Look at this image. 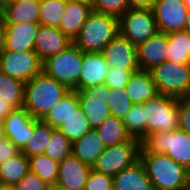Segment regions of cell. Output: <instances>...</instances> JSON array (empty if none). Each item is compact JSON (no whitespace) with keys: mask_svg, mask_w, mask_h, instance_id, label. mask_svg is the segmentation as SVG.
<instances>
[{"mask_svg":"<svg viewBox=\"0 0 190 190\" xmlns=\"http://www.w3.org/2000/svg\"><path fill=\"white\" fill-rule=\"evenodd\" d=\"M91 170L92 167L70 155L59 162L56 185L65 190H83Z\"/></svg>","mask_w":190,"mask_h":190,"instance_id":"obj_16","label":"cell"},{"mask_svg":"<svg viewBox=\"0 0 190 190\" xmlns=\"http://www.w3.org/2000/svg\"><path fill=\"white\" fill-rule=\"evenodd\" d=\"M123 123L132 138L142 141L146 137L143 104H133L124 117Z\"/></svg>","mask_w":190,"mask_h":190,"instance_id":"obj_35","label":"cell"},{"mask_svg":"<svg viewBox=\"0 0 190 190\" xmlns=\"http://www.w3.org/2000/svg\"><path fill=\"white\" fill-rule=\"evenodd\" d=\"M150 73L158 93L174 98L190 97V64L165 61Z\"/></svg>","mask_w":190,"mask_h":190,"instance_id":"obj_7","label":"cell"},{"mask_svg":"<svg viewBox=\"0 0 190 190\" xmlns=\"http://www.w3.org/2000/svg\"><path fill=\"white\" fill-rule=\"evenodd\" d=\"M152 12L159 32L183 31L188 10L183 0H156Z\"/></svg>","mask_w":190,"mask_h":190,"instance_id":"obj_12","label":"cell"},{"mask_svg":"<svg viewBox=\"0 0 190 190\" xmlns=\"http://www.w3.org/2000/svg\"><path fill=\"white\" fill-rule=\"evenodd\" d=\"M29 172V160L22 152L0 165V182L15 186Z\"/></svg>","mask_w":190,"mask_h":190,"instance_id":"obj_27","label":"cell"},{"mask_svg":"<svg viewBox=\"0 0 190 190\" xmlns=\"http://www.w3.org/2000/svg\"><path fill=\"white\" fill-rule=\"evenodd\" d=\"M49 185L29 171L15 186V190H48Z\"/></svg>","mask_w":190,"mask_h":190,"instance_id":"obj_41","label":"cell"},{"mask_svg":"<svg viewBox=\"0 0 190 190\" xmlns=\"http://www.w3.org/2000/svg\"><path fill=\"white\" fill-rule=\"evenodd\" d=\"M16 108L6 100L0 99V120L3 121Z\"/></svg>","mask_w":190,"mask_h":190,"instance_id":"obj_44","label":"cell"},{"mask_svg":"<svg viewBox=\"0 0 190 190\" xmlns=\"http://www.w3.org/2000/svg\"><path fill=\"white\" fill-rule=\"evenodd\" d=\"M41 0H14L0 8L5 23H39Z\"/></svg>","mask_w":190,"mask_h":190,"instance_id":"obj_22","label":"cell"},{"mask_svg":"<svg viewBox=\"0 0 190 190\" xmlns=\"http://www.w3.org/2000/svg\"><path fill=\"white\" fill-rule=\"evenodd\" d=\"M70 89L43 71L24 84L23 107L35 119L41 120Z\"/></svg>","mask_w":190,"mask_h":190,"instance_id":"obj_1","label":"cell"},{"mask_svg":"<svg viewBox=\"0 0 190 190\" xmlns=\"http://www.w3.org/2000/svg\"><path fill=\"white\" fill-rule=\"evenodd\" d=\"M105 146L131 141L123 119L110 115L98 128L95 129Z\"/></svg>","mask_w":190,"mask_h":190,"instance_id":"obj_26","label":"cell"},{"mask_svg":"<svg viewBox=\"0 0 190 190\" xmlns=\"http://www.w3.org/2000/svg\"><path fill=\"white\" fill-rule=\"evenodd\" d=\"M90 126L86 115L80 105L68 116L65 122L58 128L69 141L74 142L83 137L89 130Z\"/></svg>","mask_w":190,"mask_h":190,"instance_id":"obj_31","label":"cell"},{"mask_svg":"<svg viewBox=\"0 0 190 190\" xmlns=\"http://www.w3.org/2000/svg\"><path fill=\"white\" fill-rule=\"evenodd\" d=\"M184 31H186L190 34V11L188 12V15H187V20H186V24L184 26Z\"/></svg>","mask_w":190,"mask_h":190,"instance_id":"obj_47","label":"cell"},{"mask_svg":"<svg viewBox=\"0 0 190 190\" xmlns=\"http://www.w3.org/2000/svg\"><path fill=\"white\" fill-rule=\"evenodd\" d=\"M92 10L120 18L129 7L128 0H90Z\"/></svg>","mask_w":190,"mask_h":190,"instance_id":"obj_37","label":"cell"},{"mask_svg":"<svg viewBox=\"0 0 190 190\" xmlns=\"http://www.w3.org/2000/svg\"><path fill=\"white\" fill-rule=\"evenodd\" d=\"M168 41V34L157 32L137 46V61L140 70L150 71L153 67L167 61Z\"/></svg>","mask_w":190,"mask_h":190,"instance_id":"obj_15","label":"cell"},{"mask_svg":"<svg viewBox=\"0 0 190 190\" xmlns=\"http://www.w3.org/2000/svg\"><path fill=\"white\" fill-rule=\"evenodd\" d=\"M72 43L59 28L39 24L34 51L44 61L46 58L65 50Z\"/></svg>","mask_w":190,"mask_h":190,"instance_id":"obj_18","label":"cell"},{"mask_svg":"<svg viewBox=\"0 0 190 190\" xmlns=\"http://www.w3.org/2000/svg\"><path fill=\"white\" fill-rule=\"evenodd\" d=\"M83 190H113V177L92 169Z\"/></svg>","mask_w":190,"mask_h":190,"instance_id":"obj_39","label":"cell"},{"mask_svg":"<svg viewBox=\"0 0 190 190\" xmlns=\"http://www.w3.org/2000/svg\"><path fill=\"white\" fill-rule=\"evenodd\" d=\"M42 65L43 61L34 50L23 52L4 50L0 54V71L24 83L41 73Z\"/></svg>","mask_w":190,"mask_h":190,"instance_id":"obj_10","label":"cell"},{"mask_svg":"<svg viewBox=\"0 0 190 190\" xmlns=\"http://www.w3.org/2000/svg\"><path fill=\"white\" fill-rule=\"evenodd\" d=\"M184 190H190V176L188 178L187 184L184 187Z\"/></svg>","mask_w":190,"mask_h":190,"instance_id":"obj_52","label":"cell"},{"mask_svg":"<svg viewBox=\"0 0 190 190\" xmlns=\"http://www.w3.org/2000/svg\"><path fill=\"white\" fill-rule=\"evenodd\" d=\"M83 51L74 43L56 55L43 61L42 71L67 86L79 91V75L82 66Z\"/></svg>","mask_w":190,"mask_h":190,"instance_id":"obj_5","label":"cell"},{"mask_svg":"<svg viewBox=\"0 0 190 190\" xmlns=\"http://www.w3.org/2000/svg\"><path fill=\"white\" fill-rule=\"evenodd\" d=\"M110 67L117 69H140L137 46L118 33L102 51Z\"/></svg>","mask_w":190,"mask_h":190,"instance_id":"obj_13","label":"cell"},{"mask_svg":"<svg viewBox=\"0 0 190 190\" xmlns=\"http://www.w3.org/2000/svg\"><path fill=\"white\" fill-rule=\"evenodd\" d=\"M178 129L190 135V97L177 98Z\"/></svg>","mask_w":190,"mask_h":190,"instance_id":"obj_40","label":"cell"},{"mask_svg":"<svg viewBox=\"0 0 190 190\" xmlns=\"http://www.w3.org/2000/svg\"><path fill=\"white\" fill-rule=\"evenodd\" d=\"M109 101L108 106L111 115L117 118L124 119L128 111L131 109L133 103L126 93V88L121 87L117 90L110 89L108 93Z\"/></svg>","mask_w":190,"mask_h":190,"instance_id":"obj_36","label":"cell"},{"mask_svg":"<svg viewBox=\"0 0 190 190\" xmlns=\"http://www.w3.org/2000/svg\"><path fill=\"white\" fill-rule=\"evenodd\" d=\"M24 84L23 81L9 77L0 71V99L8 101L15 108L23 107Z\"/></svg>","mask_w":190,"mask_h":190,"instance_id":"obj_32","label":"cell"},{"mask_svg":"<svg viewBox=\"0 0 190 190\" xmlns=\"http://www.w3.org/2000/svg\"><path fill=\"white\" fill-rule=\"evenodd\" d=\"M183 2L185 4L187 10L190 11V0H183Z\"/></svg>","mask_w":190,"mask_h":190,"instance_id":"obj_51","label":"cell"},{"mask_svg":"<svg viewBox=\"0 0 190 190\" xmlns=\"http://www.w3.org/2000/svg\"><path fill=\"white\" fill-rule=\"evenodd\" d=\"M29 171L35 173L48 185H56L58 180L59 162L44 154L28 157Z\"/></svg>","mask_w":190,"mask_h":190,"instance_id":"obj_30","label":"cell"},{"mask_svg":"<svg viewBox=\"0 0 190 190\" xmlns=\"http://www.w3.org/2000/svg\"><path fill=\"white\" fill-rule=\"evenodd\" d=\"M125 88L133 104H143L158 94L152 75L146 70L133 72Z\"/></svg>","mask_w":190,"mask_h":190,"instance_id":"obj_23","label":"cell"},{"mask_svg":"<svg viewBox=\"0 0 190 190\" xmlns=\"http://www.w3.org/2000/svg\"><path fill=\"white\" fill-rule=\"evenodd\" d=\"M118 33V18L92 10L73 43L83 52H102Z\"/></svg>","mask_w":190,"mask_h":190,"instance_id":"obj_3","label":"cell"},{"mask_svg":"<svg viewBox=\"0 0 190 190\" xmlns=\"http://www.w3.org/2000/svg\"><path fill=\"white\" fill-rule=\"evenodd\" d=\"M168 37L167 61L190 64V34L183 30L171 32Z\"/></svg>","mask_w":190,"mask_h":190,"instance_id":"obj_28","label":"cell"},{"mask_svg":"<svg viewBox=\"0 0 190 190\" xmlns=\"http://www.w3.org/2000/svg\"><path fill=\"white\" fill-rule=\"evenodd\" d=\"M109 88L105 84L78 91L79 105L91 129L98 128L110 115Z\"/></svg>","mask_w":190,"mask_h":190,"instance_id":"obj_11","label":"cell"},{"mask_svg":"<svg viewBox=\"0 0 190 190\" xmlns=\"http://www.w3.org/2000/svg\"><path fill=\"white\" fill-rule=\"evenodd\" d=\"M139 154H166L190 171V135L179 129L149 134Z\"/></svg>","mask_w":190,"mask_h":190,"instance_id":"obj_4","label":"cell"},{"mask_svg":"<svg viewBox=\"0 0 190 190\" xmlns=\"http://www.w3.org/2000/svg\"><path fill=\"white\" fill-rule=\"evenodd\" d=\"M109 68L102 52H83L79 91L104 84Z\"/></svg>","mask_w":190,"mask_h":190,"instance_id":"obj_17","label":"cell"},{"mask_svg":"<svg viewBox=\"0 0 190 190\" xmlns=\"http://www.w3.org/2000/svg\"><path fill=\"white\" fill-rule=\"evenodd\" d=\"M67 0H41L39 24L59 28Z\"/></svg>","mask_w":190,"mask_h":190,"instance_id":"obj_33","label":"cell"},{"mask_svg":"<svg viewBox=\"0 0 190 190\" xmlns=\"http://www.w3.org/2000/svg\"><path fill=\"white\" fill-rule=\"evenodd\" d=\"M146 136L179 127L177 98L158 93L143 103Z\"/></svg>","mask_w":190,"mask_h":190,"instance_id":"obj_6","label":"cell"},{"mask_svg":"<svg viewBox=\"0 0 190 190\" xmlns=\"http://www.w3.org/2000/svg\"><path fill=\"white\" fill-rule=\"evenodd\" d=\"M39 23H5V50L23 52L34 50Z\"/></svg>","mask_w":190,"mask_h":190,"instance_id":"obj_20","label":"cell"},{"mask_svg":"<svg viewBox=\"0 0 190 190\" xmlns=\"http://www.w3.org/2000/svg\"><path fill=\"white\" fill-rule=\"evenodd\" d=\"M91 11L90 0H67L59 29L73 42Z\"/></svg>","mask_w":190,"mask_h":190,"instance_id":"obj_19","label":"cell"},{"mask_svg":"<svg viewBox=\"0 0 190 190\" xmlns=\"http://www.w3.org/2000/svg\"><path fill=\"white\" fill-rule=\"evenodd\" d=\"M14 0H0V8H2L5 4L12 2Z\"/></svg>","mask_w":190,"mask_h":190,"instance_id":"obj_50","label":"cell"},{"mask_svg":"<svg viewBox=\"0 0 190 190\" xmlns=\"http://www.w3.org/2000/svg\"><path fill=\"white\" fill-rule=\"evenodd\" d=\"M78 106V91L70 90L41 120L52 128L58 129Z\"/></svg>","mask_w":190,"mask_h":190,"instance_id":"obj_25","label":"cell"},{"mask_svg":"<svg viewBox=\"0 0 190 190\" xmlns=\"http://www.w3.org/2000/svg\"><path fill=\"white\" fill-rule=\"evenodd\" d=\"M138 70L140 69H117L110 67L105 77L104 84L109 89L115 90L121 87H125L133 72H136Z\"/></svg>","mask_w":190,"mask_h":190,"instance_id":"obj_38","label":"cell"},{"mask_svg":"<svg viewBox=\"0 0 190 190\" xmlns=\"http://www.w3.org/2000/svg\"><path fill=\"white\" fill-rule=\"evenodd\" d=\"M2 126L9 139L21 150L29 138L33 137L34 118L26 111L24 107L16 108L3 121Z\"/></svg>","mask_w":190,"mask_h":190,"instance_id":"obj_14","label":"cell"},{"mask_svg":"<svg viewBox=\"0 0 190 190\" xmlns=\"http://www.w3.org/2000/svg\"><path fill=\"white\" fill-rule=\"evenodd\" d=\"M5 39H6V30L5 22L0 14V54L5 50Z\"/></svg>","mask_w":190,"mask_h":190,"instance_id":"obj_45","label":"cell"},{"mask_svg":"<svg viewBox=\"0 0 190 190\" xmlns=\"http://www.w3.org/2000/svg\"><path fill=\"white\" fill-rule=\"evenodd\" d=\"M0 190H15L14 186L0 182Z\"/></svg>","mask_w":190,"mask_h":190,"instance_id":"obj_48","label":"cell"},{"mask_svg":"<svg viewBox=\"0 0 190 190\" xmlns=\"http://www.w3.org/2000/svg\"><path fill=\"white\" fill-rule=\"evenodd\" d=\"M5 139H6V134L2 126V121L0 120V145L2 144V142H4Z\"/></svg>","mask_w":190,"mask_h":190,"instance_id":"obj_46","label":"cell"},{"mask_svg":"<svg viewBox=\"0 0 190 190\" xmlns=\"http://www.w3.org/2000/svg\"><path fill=\"white\" fill-rule=\"evenodd\" d=\"M155 190H184L190 171L166 154H139Z\"/></svg>","mask_w":190,"mask_h":190,"instance_id":"obj_2","label":"cell"},{"mask_svg":"<svg viewBox=\"0 0 190 190\" xmlns=\"http://www.w3.org/2000/svg\"><path fill=\"white\" fill-rule=\"evenodd\" d=\"M113 190H155L144 165L136 161L113 177Z\"/></svg>","mask_w":190,"mask_h":190,"instance_id":"obj_21","label":"cell"},{"mask_svg":"<svg viewBox=\"0 0 190 190\" xmlns=\"http://www.w3.org/2000/svg\"><path fill=\"white\" fill-rule=\"evenodd\" d=\"M118 27L119 33L135 46L159 32L152 9L128 8L118 19Z\"/></svg>","mask_w":190,"mask_h":190,"instance_id":"obj_9","label":"cell"},{"mask_svg":"<svg viewBox=\"0 0 190 190\" xmlns=\"http://www.w3.org/2000/svg\"><path fill=\"white\" fill-rule=\"evenodd\" d=\"M53 130L54 128L49 124L34 118L33 137L29 138L28 142L20 152H22L26 157L44 154Z\"/></svg>","mask_w":190,"mask_h":190,"instance_id":"obj_29","label":"cell"},{"mask_svg":"<svg viewBox=\"0 0 190 190\" xmlns=\"http://www.w3.org/2000/svg\"><path fill=\"white\" fill-rule=\"evenodd\" d=\"M141 141L133 138L131 141L106 146L97 158L92 169L96 172L114 177L121 170L133 165L139 160Z\"/></svg>","mask_w":190,"mask_h":190,"instance_id":"obj_8","label":"cell"},{"mask_svg":"<svg viewBox=\"0 0 190 190\" xmlns=\"http://www.w3.org/2000/svg\"><path fill=\"white\" fill-rule=\"evenodd\" d=\"M156 0H128L130 8L152 9Z\"/></svg>","mask_w":190,"mask_h":190,"instance_id":"obj_43","label":"cell"},{"mask_svg":"<svg viewBox=\"0 0 190 190\" xmlns=\"http://www.w3.org/2000/svg\"><path fill=\"white\" fill-rule=\"evenodd\" d=\"M48 190H65L64 188H61L57 185H49Z\"/></svg>","mask_w":190,"mask_h":190,"instance_id":"obj_49","label":"cell"},{"mask_svg":"<svg viewBox=\"0 0 190 190\" xmlns=\"http://www.w3.org/2000/svg\"><path fill=\"white\" fill-rule=\"evenodd\" d=\"M20 153V150L9 139H5L0 145V165L2 162L15 157Z\"/></svg>","mask_w":190,"mask_h":190,"instance_id":"obj_42","label":"cell"},{"mask_svg":"<svg viewBox=\"0 0 190 190\" xmlns=\"http://www.w3.org/2000/svg\"><path fill=\"white\" fill-rule=\"evenodd\" d=\"M105 148L96 130L90 129L83 137L72 142V155L92 167Z\"/></svg>","mask_w":190,"mask_h":190,"instance_id":"obj_24","label":"cell"},{"mask_svg":"<svg viewBox=\"0 0 190 190\" xmlns=\"http://www.w3.org/2000/svg\"><path fill=\"white\" fill-rule=\"evenodd\" d=\"M44 155L57 162L63 161L66 157L72 155V142L58 129H54Z\"/></svg>","mask_w":190,"mask_h":190,"instance_id":"obj_34","label":"cell"}]
</instances>
